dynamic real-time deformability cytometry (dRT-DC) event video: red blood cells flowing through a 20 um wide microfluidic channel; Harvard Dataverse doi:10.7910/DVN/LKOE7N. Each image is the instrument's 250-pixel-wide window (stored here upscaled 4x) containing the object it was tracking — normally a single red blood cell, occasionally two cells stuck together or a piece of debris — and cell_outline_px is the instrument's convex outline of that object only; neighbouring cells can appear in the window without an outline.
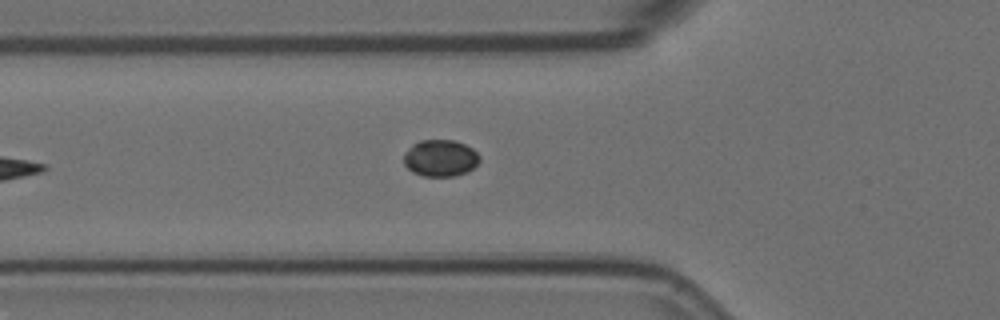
{"species": "Egyptian fruit bat (a non-hibernating species)", "species_latin": "Rousettus aegyptiacus", "temperature_condition": "room temperature", "stored_images_in_passage": 7, "camera_frame_rate_fps": 3000, "um_per_image_px": 0.085, "animal": {"sex": "female"}, "frame": {"image": 1, "passage_image": 7, "time_ms": 2.0, "image_size_px": [1000, 320], "cell_outline_px": [[480, 160], [468, 172], [456, 176], [424, 176], [412, 172], [404, 164], [404, 152], [412, 144], [420, 140], [452, 140], [464, 144], [472, 148], [480, 156]], "centroid_in_image_um": [37.42, 13.44], "position_along_channel_um": 88.4, "area_um2": 16.3}}